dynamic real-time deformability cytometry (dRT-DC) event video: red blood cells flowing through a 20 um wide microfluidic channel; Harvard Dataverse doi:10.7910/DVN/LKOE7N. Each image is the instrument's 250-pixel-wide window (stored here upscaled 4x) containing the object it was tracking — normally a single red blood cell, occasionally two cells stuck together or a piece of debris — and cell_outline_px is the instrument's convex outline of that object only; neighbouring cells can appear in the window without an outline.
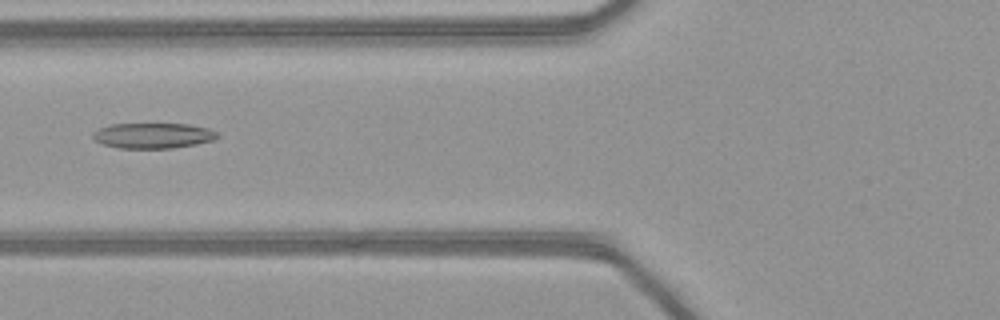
{"species": "common noctule bat (a hibernating species)", "species_latin": "Nyctalus noctula", "temperature_condition": "warm", "stored_images_in_passage": 51, "camera_frame_rate_fps": 3000, "um_per_image_px": 0.085, "animal": {"sex": "female", "body_mass_g": 21.9}, "frame": {"image": 1, "passage_image": 21, "time_ms": 6.667, "image_size_px": [1000, 320], "cell_outline_px": [[220, 136], [216, 140], [196, 144], [172, 148], [116, 148], [104, 144], [96, 140], [92, 136], [92, 132], [100, 128], [112, 124], [188, 124], [208, 128], [216, 132]], "centroid_in_image_um": [13.04, 11.53], "position_along_channel_um": 112.8, "area_um2": 18.44}}
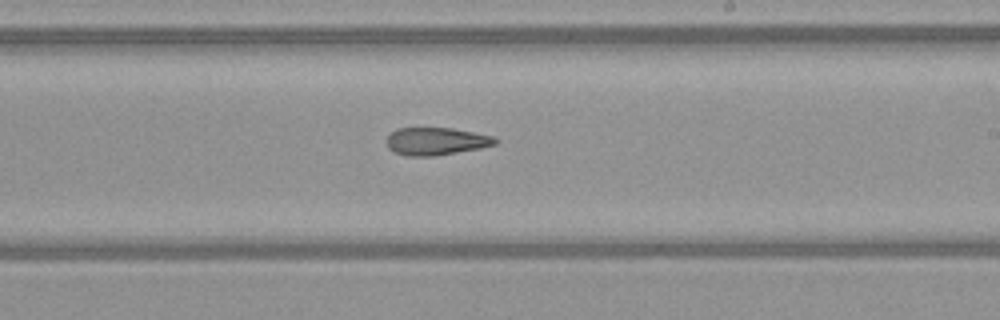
{"frame": {"image": 2, "passage_image": 31, "time_ms": 10.0, "image_size_px": [1000, 320], "cell_outline_px": [[500, 140], [496, 144], [480, 148], [436, 156], [408, 156], [392, 152], [388, 148], [388, 136], [396, 128], [452, 128], [496, 136]], "centroid_in_image_um": [37.11, 12.01], "position_along_channel_um": 251.9, "area_um2": 17.63}}
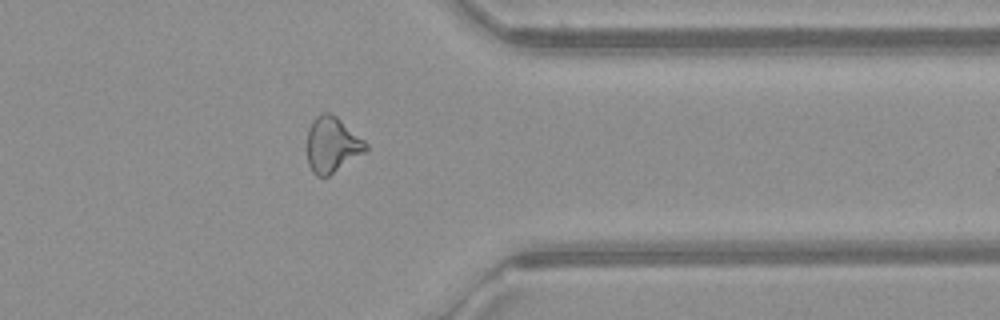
{"frame": {"image": 3, "passage_image": 41, "time_ms": 13.333, "image_size_px": [1000, 320], "cell_outline_px": [[368, 148], [364, 152], [328, 176], [316, 176], [312, 172], [308, 164], [308, 128], [312, 120], [320, 112], [328, 112], [336, 116], [364, 140], [368, 144]], "centroid_in_image_um": [28.21, 12.28], "position_along_channel_um": 383.2, "area_um2": 18.79}, "authors_computed_cell_mechanics": {"area_um2": 20.2878, "velocity_mm_per_s": 4.1651, "shape_relaxation_time_tau1_ms": null, "shape_relaxation_time_tau2_ms": 4.7031, "deformation_change_tau1": null, "deformation_change_tau2": 0.1553}}